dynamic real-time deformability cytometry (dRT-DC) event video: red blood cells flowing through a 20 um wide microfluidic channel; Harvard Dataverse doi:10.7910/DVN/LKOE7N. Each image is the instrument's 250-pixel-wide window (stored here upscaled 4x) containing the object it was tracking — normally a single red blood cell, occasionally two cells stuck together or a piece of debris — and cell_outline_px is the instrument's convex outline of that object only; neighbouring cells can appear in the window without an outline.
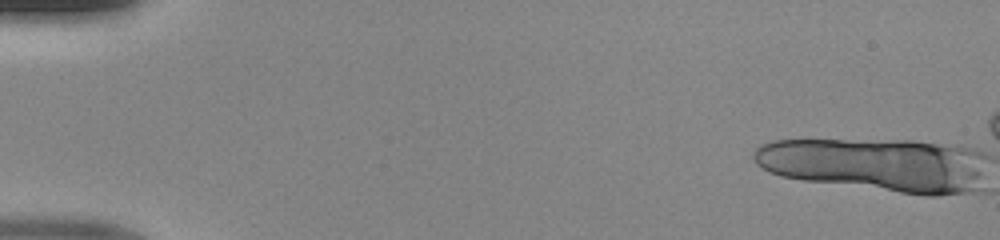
{"species": "human", "species_latin": "Homo sapiens", "temperature_condition": "room temperature", "stored_images_in_passage": 14, "camera_frame_rate_fps": 3000, "um_per_image_px": 0.085, "donor": {"sex": "male"}, "frame": {"image": 1, "passage_image": 1, "time_ms": 0.0, "image_size_px": [1000, 240], "cell_outline_px": [[968, 188], [960, 192], [900, 192], [808, 180], [784, 176], [772, 172], [764, 168], [756, 160], [756, 148], [764, 144], [776, 140], [840, 140], [932, 144], [948, 148], [952, 152], [968, 184]], "centroid_in_image_um": [73.62, 13.97], "position_along_channel_um": 11.4, "area_um2": 62.6}}